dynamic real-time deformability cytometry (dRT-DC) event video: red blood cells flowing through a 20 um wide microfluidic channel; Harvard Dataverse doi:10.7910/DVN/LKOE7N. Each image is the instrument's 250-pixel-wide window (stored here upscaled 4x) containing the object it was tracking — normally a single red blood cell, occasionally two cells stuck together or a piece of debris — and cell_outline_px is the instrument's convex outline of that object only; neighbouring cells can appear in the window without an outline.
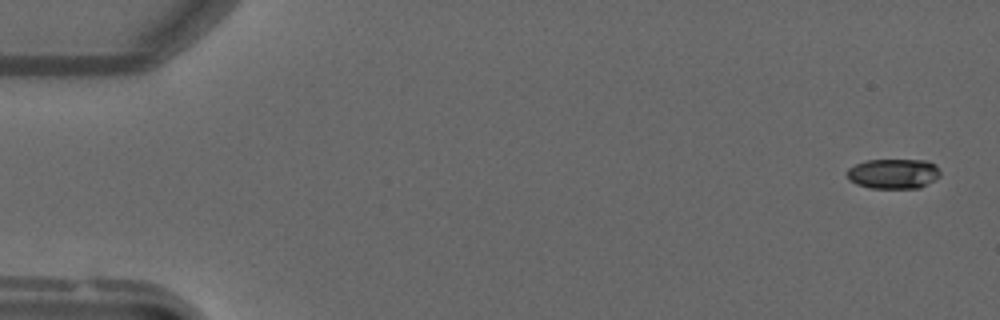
{"species": "common noctule bat (a hibernating species)", "species_latin": "Nyctalus noctula", "temperature_condition": "warm", "stored_images_in_passage": 5, "camera_frame_rate_fps": 3000, "um_per_image_px": 0.085, "animal": {"sex": "male", "forearm_length_mm": 52.5}, "frame": {"image": 1, "passage_image": 2, "time_ms": 0.333, "image_size_px": [1000, 320], "cell_outline_px": [[940, 176], [920, 188], [872, 188], [856, 184], [848, 180], [848, 168], [856, 164], [868, 160], [928, 160], [936, 164], [940, 172]], "centroid_in_image_um": [75.96, 14.76], "position_along_channel_um": 9.0, "area_um2": 16.3}}